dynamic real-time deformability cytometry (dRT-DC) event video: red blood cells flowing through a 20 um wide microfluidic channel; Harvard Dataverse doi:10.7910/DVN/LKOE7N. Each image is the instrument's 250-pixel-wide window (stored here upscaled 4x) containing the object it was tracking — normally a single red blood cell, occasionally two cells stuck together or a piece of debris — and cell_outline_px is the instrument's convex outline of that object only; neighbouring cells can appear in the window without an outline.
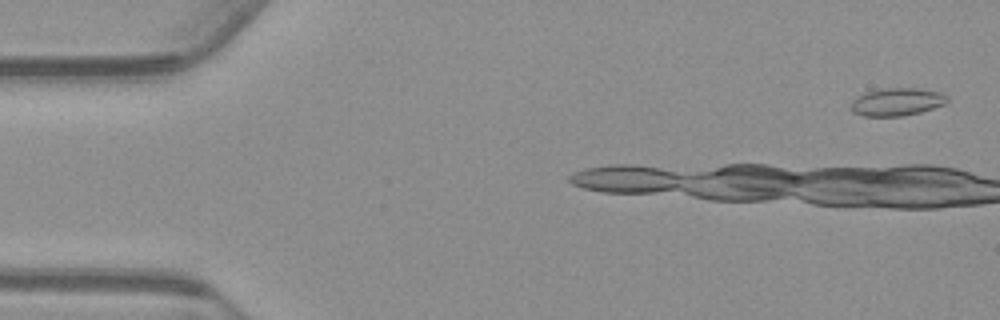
{"species": "common noctule bat (a hibernating species)", "species_latin": "Nyctalus noctula", "temperature_condition": "warm", "stored_images_in_passage": 8, "camera_frame_rate_fps": 3000, "um_per_image_px": 0.085, "animal": {"sex": "male", "body_mass_g": 23.1, "forearm_length_mm": 52.7}, "frame": {"image": 1, "passage_image": 2, "time_ms": 0.333, "image_size_px": [1000, 320], "cell_outline_px": [[948, 100], [944, 104], [920, 112], [904, 116], [864, 116], [852, 112], [852, 100], [856, 96], [864, 92], [880, 88], [916, 88], [940, 92], [948, 96]], "centroid_in_image_um": [76.21, 8.65], "position_along_channel_um": 8.8, "area_um2": 15.66}}